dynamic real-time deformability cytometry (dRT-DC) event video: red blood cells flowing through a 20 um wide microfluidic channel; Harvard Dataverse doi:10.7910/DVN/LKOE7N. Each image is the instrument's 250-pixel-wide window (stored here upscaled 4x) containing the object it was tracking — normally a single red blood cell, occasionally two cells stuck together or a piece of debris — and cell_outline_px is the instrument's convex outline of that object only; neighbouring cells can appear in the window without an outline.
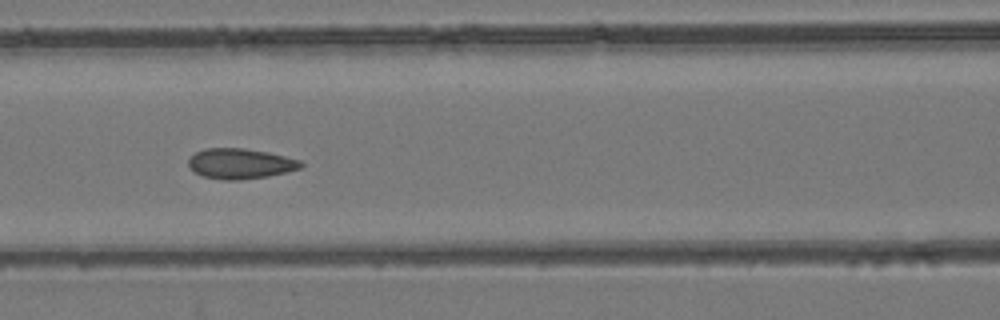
{"species": "common noctule bat (a hibernating species)", "species_latin": "Nyctalus noctula", "temperature_condition": "room temperature", "stored_images_in_passage": 29, "camera_frame_rate_fps": 3000, "um_per_image_px": 0.085, "animal": {"sex": "female", "body_mass_g": 24.6, "forearm_length_mm": 56.2}, "frame": {"image": 1, "passage_image": 23, "time_ms": 7.333, "image_size_px": [1000, 320], "cell_outline_px": [[304, 164], [300, 168], [288, 172], [268, 176], [240, 180], [224, 180], [204, 176], [196, 172], [188, 164], [188, 160], [196, 152], [204, 148], [244, 148], [268, 152], [300, 160]], "centroid_in_image_um": [20.45, 13.9], "position_along_channel_um": 146.1, "area_um2": 19.77}}
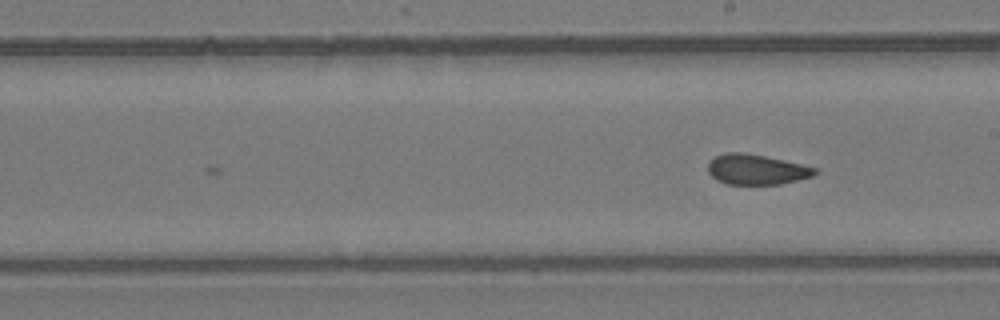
{"frame": {"image": 2, "passage_image": 29, "time_ms": 9.333, "image_size_px": [1000, 320], "cell_outline_px": [[820, 172], [812, 176], [780, 184], [728, 184], [716, 180], [708, 172], [708, 160], [724, 152], [744, 152], [764, 156], [800, 164], [816, 168]], "centroid_in_image_um": [64.26, 14.4], "position_along_channel_um": 224.7, "area_um2": 18.79}}